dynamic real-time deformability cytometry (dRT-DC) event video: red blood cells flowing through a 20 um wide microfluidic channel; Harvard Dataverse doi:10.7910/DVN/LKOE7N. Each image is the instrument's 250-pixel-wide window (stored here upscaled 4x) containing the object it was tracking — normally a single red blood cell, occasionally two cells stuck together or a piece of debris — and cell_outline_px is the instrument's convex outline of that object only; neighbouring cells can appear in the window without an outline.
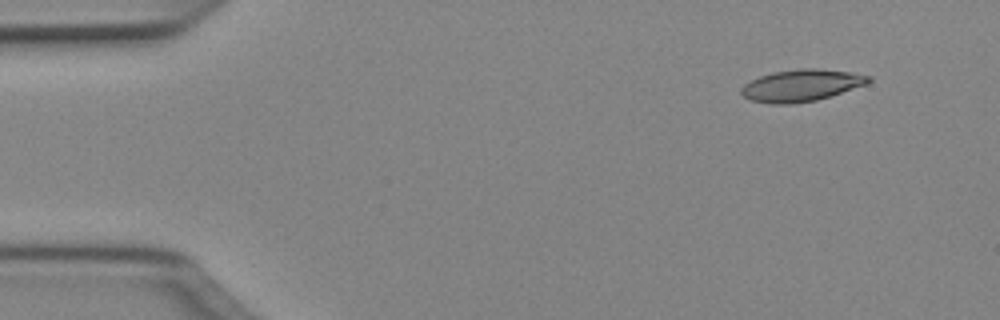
{"species": "Egyptian fruit bat (a non-hibernating species)", "species_latin": "Rousettus aegyptiacus", "temperature_condition": "cold", "stored_images_in_passage": 46, "camera_frame_rate_fps": 3000, "um_per_image_px": 0.085, "animal": {"sex": "female"}, "frame": {"image": 1, "passage_image": 1, "time_ms": 0.0, "image_size_px": [1000, 320], "cell_outline_px": [[872, 80], [868, 84], [816, 100], [792, 104], [768, 104], [748, 100], [740, 92], [740, 88], [744, 84], [760, 76], [772, 72], [804, 68], [816, 68], [848, 72], [872, 76]], "centroid_in_image_um": [68.09, 7.27], "position_along_channel_um": 16.9, "area_um2": 23.7}}
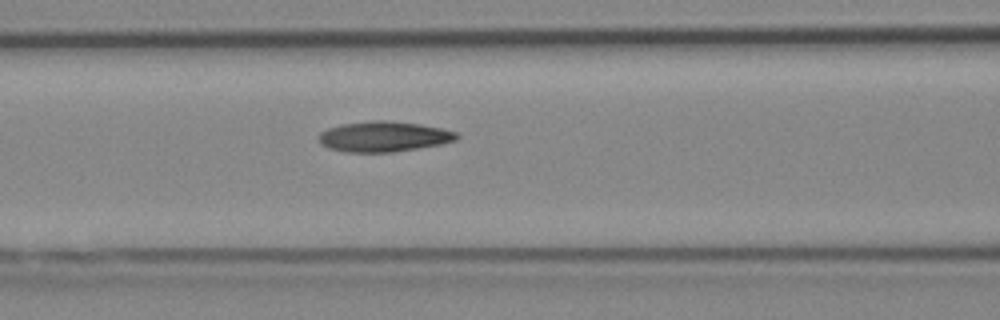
{"frame": {"image": 2, "passage_image": 17, "time_ms": 5.333, "image_size_px": [1000, 320], "cell_outline_px": [[460, 136], [456, 140], [440, 144], [392, 152], [344, 152], [328, 148], [320, 144], [320, 132], [328, 128], [340, 124], [372, 120], [388, 120], [420, 124], [440, 128], [456, 132]], "centroid_in_image_um": [32.59, 11.6], "position_along_channel_um": 134.0, "area_um2": 24.39}}
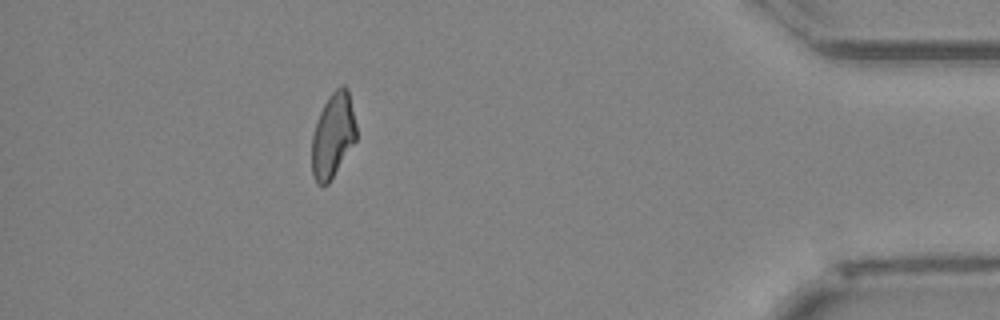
{"frame": {"image": 3, "passage_image": 41, "time_ms": 13.333, "image_size_px": [1000, 320], "cell_outline_px": [[356, 140], [328, 184], [316, 184], [312, 176], [312, 136], [316, 120], [328, 96], [340, 84], [344, 84], [348, 88], [356, 124]], "centroid_in_image_um": [28.29, 11.48], "position_along_channel_um": 406.9, "area_um2": 22.02}, "authors_computed_cell_mechanics": {"area_um2": 23.3512, "velocity_mm_per_s": 4.0498, "shape_relaxation_time_tau1_ms": 7.6457, "shape_relaxation_time_tau2_ms": 5.39, "deformation_change_tau1": 0.1937, "deformation_change_tau2": 0.1357}}